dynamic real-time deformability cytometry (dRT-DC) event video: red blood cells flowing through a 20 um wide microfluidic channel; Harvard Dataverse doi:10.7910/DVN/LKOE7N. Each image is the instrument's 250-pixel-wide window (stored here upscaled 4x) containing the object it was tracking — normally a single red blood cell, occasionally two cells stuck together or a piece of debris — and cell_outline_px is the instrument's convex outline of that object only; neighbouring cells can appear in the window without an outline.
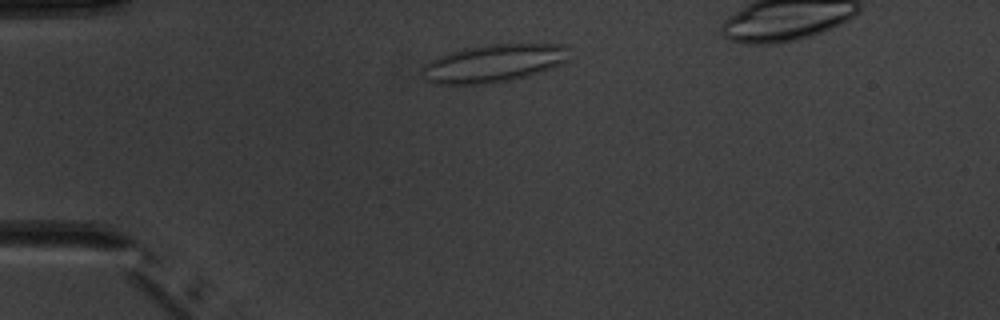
{"species": "common noctule bat (a hibernating species)", "species_latin": "Nyctalus noctula", "temperature_condition": "warm", "stored_images_in_passage": 5, "camera_frame_rate_fps": 3000, "um_per_image_px": 0.085, "animal": {"sex": "male", "body_mass_g": 20.1, "forearm_length_mm": 53.5}, "frame": {"image": 1, "passage_image": 1, "time_ms": 0.0, "image_size_px": [1000, 320], "cell_outline_px": [[568, 60], [552, 68], [540, 72], [512, 80], [488, 84], [432, 84], [420, 72], [420, 68], [424, 64], [440, 56], [464, 48], [488, 44], [564, 44]], "centroid_in_image_um": [41.92, 5.39], "position_along_channel_um": 43.1, "area_um2": 32.31}}
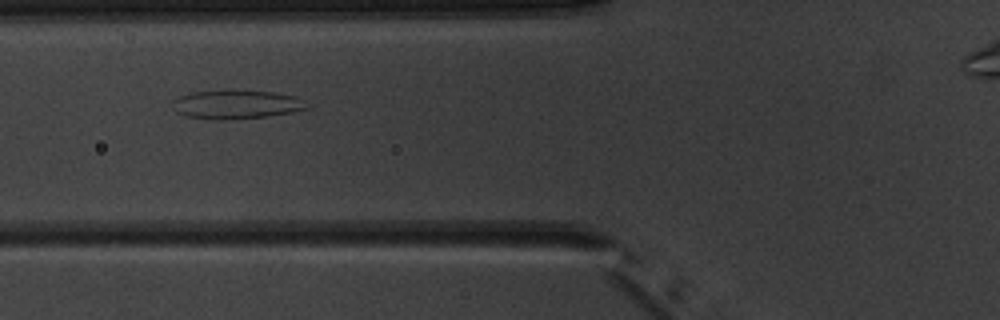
{"frame": {"image": 2, "passage_image": 3, "time_ms": 2.333, "image_size_px": [1000, 320], "cell_outline_px": [[308, 108], [292, 112], [264, 116], [224, 120], [216, 120], [184, 116], [176, 112], [172, 100], [180, 96], [196, 92], [232, 88], [272, 92], [296, 96], [308, 100]], "centroid_in_image_um": [20.12, 8.85], "position_along_channel_um": 105.7, "area_um2": 23.0}}
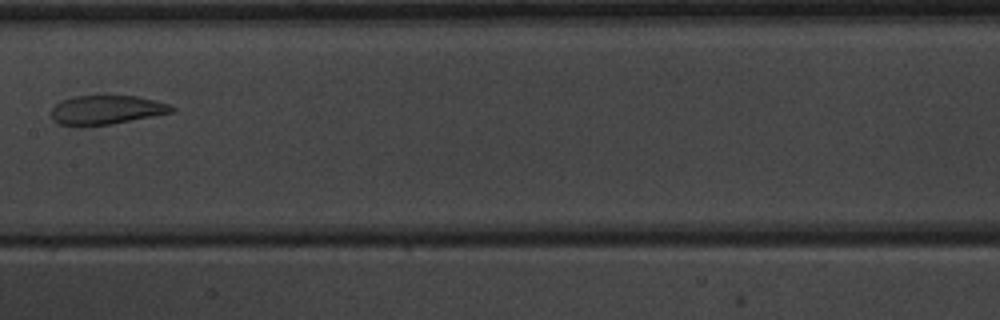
{"frame": {"image": 3, "passage_image": 5, "time_ms": 4.667, "image_size_px": [1000, 320], "cell_outline_px": [[176, 108], [172, 112], [112, 124], [60, 124], [52, 120], [52, 108], [60, 100], [72, 96], [104, 92], [136, 96], [156, 100], [168, 104]], "centroid_in_image_um": [9.04, 9.26], "position_along_channel_um": 198.4, "area_um2": 20.87}}